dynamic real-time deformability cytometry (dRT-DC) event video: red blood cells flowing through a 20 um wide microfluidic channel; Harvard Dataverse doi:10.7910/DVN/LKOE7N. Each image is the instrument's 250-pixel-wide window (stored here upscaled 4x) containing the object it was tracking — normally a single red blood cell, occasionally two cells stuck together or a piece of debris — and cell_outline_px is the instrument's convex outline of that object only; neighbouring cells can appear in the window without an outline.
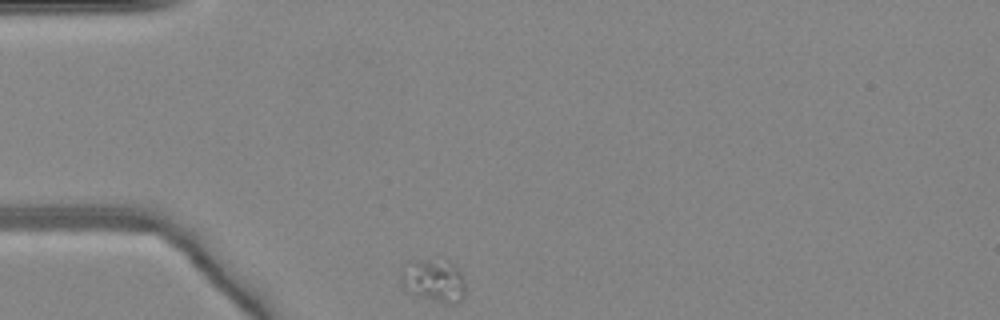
{"species": "common noctule bat (a hibernating species)", "species_latin": "Nyctalus noctula", "temperature_condition": "warm", "stored_images_in_passage": 34, "camera_frame_rate_fps": 3000, "um_per_image_px": 0.085, "animal": {"sex": "female", "body_mass_g": 24.6, "forearm_length_mm": 56.2}, "frame": {"image": 1, "passage_image": 1, "time_ms": 0.0, "image_size_px": [1000, 320], "cell_outline_px": [[464, 296], [456, 304], [448, 304], [420, 296], [404, 288], [400, 284], [400, 272], [408, 260], [420, 260], [452, 264], [460, 268], [464, 276]], "centroid_in_image_um": [36.86, 23.86], "position_along_channel_um": 48.1, "area_um2": 15.9}}
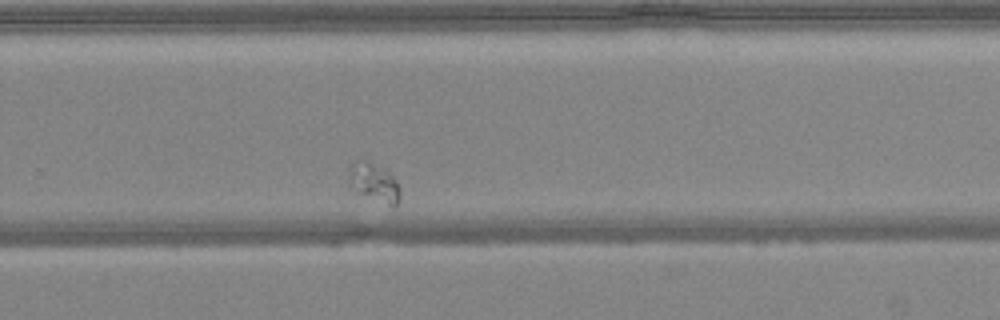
{"frame": {"image": 2, "passage_image": 25, "time_ms": 8.0, "image_size_px": [1000, 320], "cell_outline_px": [[400, 200], [392, 208], [360, 192], [348, 184], [348, 172], [352, 164], [356, 160], [368, 160], [388, 168], [396, 180], [400, 188]], "centroid_in_image_um": [31.84, 15.47], "position_along_channel_um": 298.0, "area_um2": 11.85}}
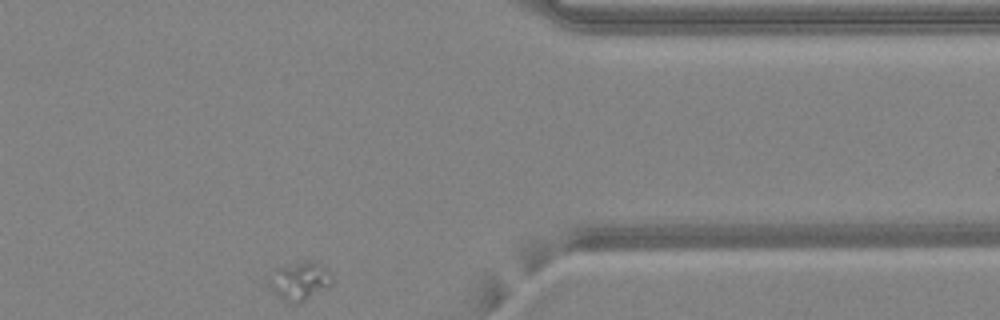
{"frame": {"image": 3, "passage_image": 34, "time_ms": 11.0, "image_size_px": [1000, 320], "cell_outline_px": [[332, 284], [328, 288], [296, 304], [288, 304], [280, 300], [276, 296], [268, 284], [268, 280], [276, 268], [288, 264], [308, 260], [316, 260], [332, 276]], "centroid_in_image_um": [25.45, 23.9], "position_along_channel_um": 386.0, "area_um2": 14.33}}